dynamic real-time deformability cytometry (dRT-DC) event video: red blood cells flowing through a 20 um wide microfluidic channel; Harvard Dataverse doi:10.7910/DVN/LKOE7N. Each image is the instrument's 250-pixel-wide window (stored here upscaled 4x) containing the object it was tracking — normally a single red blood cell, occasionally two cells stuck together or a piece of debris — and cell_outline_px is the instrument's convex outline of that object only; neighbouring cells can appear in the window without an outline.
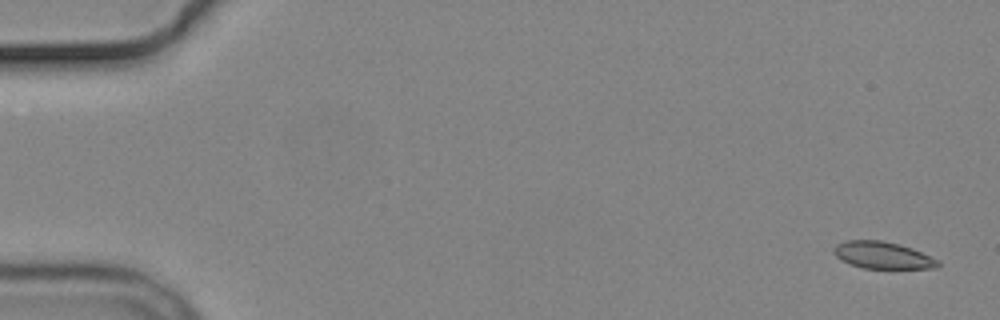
{"species": "common noctule bat (a hibernating species)", "species_latin": "Nyctalus noctula", "temperature_condition": "cold", "stored_images_in_passage": 2, "camera_frame_rate_fps": 3000, "um_per_image_px": 0.085, "animal": {"sex": "male", "body_mass_g": 19.2, "forearm_length_mm": 51.8}, "frame": {"image": 1, "passage_image": 2, "time_ms": 1.333, "image_size_px": [1000, 320], "cell_outline_px": [[940, 264], [936, 268], [864, 268], [840, 260], [832, 252], [832, 248], [836, 244], [848, 240], [880, 240], [900, 244], [912, 248], [940, 260]], "centroid_in_image_um": [75.02, 21.68], "position_along_channel_um": 10.0, "area_um2": 16.42}}